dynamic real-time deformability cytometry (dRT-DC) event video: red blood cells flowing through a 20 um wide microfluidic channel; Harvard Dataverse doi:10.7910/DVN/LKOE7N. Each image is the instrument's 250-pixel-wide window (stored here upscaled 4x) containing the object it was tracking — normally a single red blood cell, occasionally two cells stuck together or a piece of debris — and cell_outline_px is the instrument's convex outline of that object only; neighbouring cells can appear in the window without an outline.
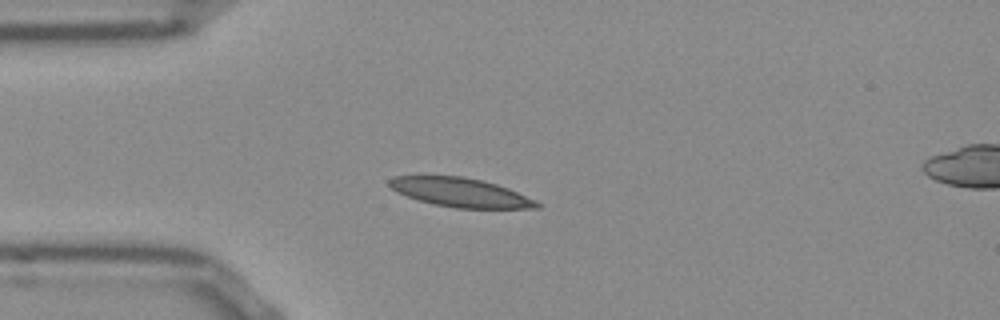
{"species": "Egyptian fruit bat (a non-hibernating species)", "species_latin": "Rousettus aegyptiacus", "temperature_condition": "room temperature", "stored_images_in_passage": 40, "camera_frame_rate_fps": 3000, "um_per_image_px": 0.085, "frame": {"image": 1, "passage_image": 1, "time_ms": 0.0, "image_size_px": [1000, 320], "cell_outline_px": [[540, 208], [456, 208], [432, 204], [396, 192], [388, 184], [388, 180], [392, 176], [460, 176], [480, 180], [496, 184], [508, 188], [536, 200], [540, 204]], "centroid_in_image_um": [39.13, 16.36], "position_along_channel_um": 45.9, "area_um2": 24.74}}
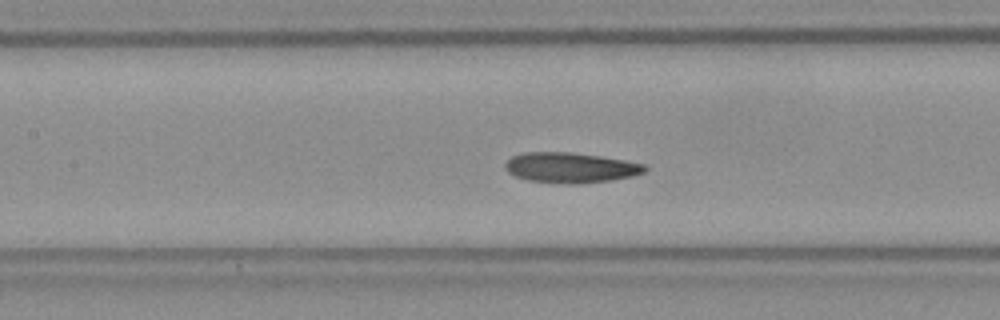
{"frame": {"image": 2, "passage_image": 11, "time_ms": 3.333, "image_size_px": [1000, 320], "cell_outline_px": [[648, 168], [644, 172], [632, 176], [612, 180], [576, 184], [568, 184], [528, 180], [516, 176], [508, 172], [504, 168], [504, 164], [512, 156], [524, 152], [572, 152], [600, 156], [624, 160], [644, 164]], "centroid_in_image_um": [48.49, 14.24], "position_along_channel_um": 158.9, "area_um2": 24.62}}
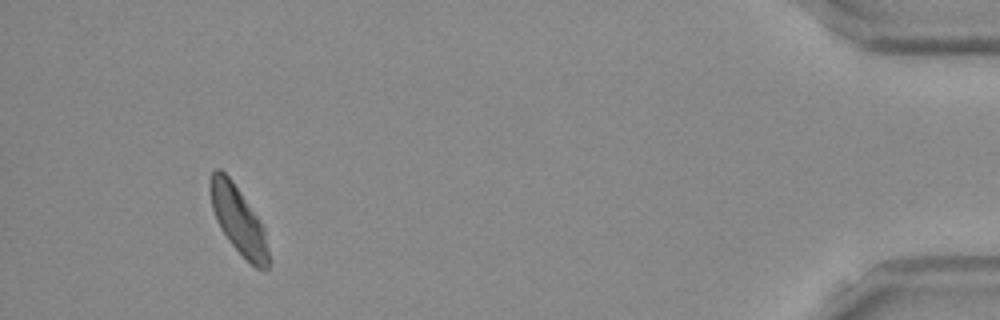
{"frame": {"image": 3, "passage_image": 37, "time_ms": 12.0, "image_size_px": [1000, 320], "cell_outline_px": [[268, 268], [264, 272], [256, 268], [228, 240], [220, 228], [212, 208], [208, 180], [212, 172], [216, 168], [220, 168], [232, 180], [260, 220], [264, 228], [268, 252]], "centroid_in_image_um": [20.24, 18.68], "position_along_channel_um": 415.0, "area_um2": 22.72}, "authors_computed_cell_mechanics": {"area_um2": 23.9581, "velocity_mm_per_s": 3.7869, "shape_relaxation_time_tau1_ms": 4.732, "shape_relaxation_time_tau2_ms": 3.3753, "deformation_change_tau1": 0.1222, "deformation_change_tau2": 0.0868}}